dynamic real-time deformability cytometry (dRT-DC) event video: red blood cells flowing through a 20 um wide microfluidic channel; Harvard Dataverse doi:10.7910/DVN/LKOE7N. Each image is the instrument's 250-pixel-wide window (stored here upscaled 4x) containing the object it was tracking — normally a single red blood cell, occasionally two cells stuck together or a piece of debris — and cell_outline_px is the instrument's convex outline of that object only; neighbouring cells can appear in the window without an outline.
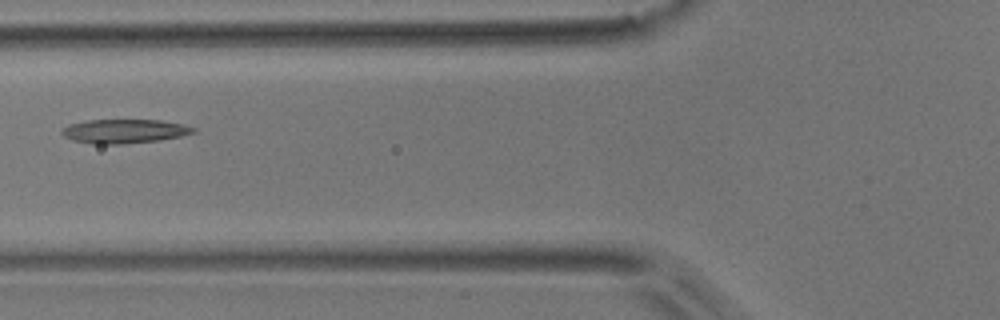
{"species": "common noctule bat (a hibernating species)", "species_latin": "Nyctalus noctula", "temperature_condition": "room temperature", "stored_images_in_passage": 5, "camera_frame_rate_fps": 3000, "um_per_image_px": 0.085, "animal": {"sex": "male", "body_mass_g": 17.9}, "frame": {"image": 1, "passage_image": 4, "time_ms": 1.0, "image_size_px": [1000, 320], "cell_outline_px": [[196, 132], [180, 136], [160, 140], [124, 144], [92, 144], [72, 140], [64, 136], [60, 132], [68, 124], [88, 120], [160, 120], [184, 124], [196, 128]], "centroid_in_image_um": [10.57, 11.15], "position_along_channel_um": 115.2, "area_um2": 18.5}}
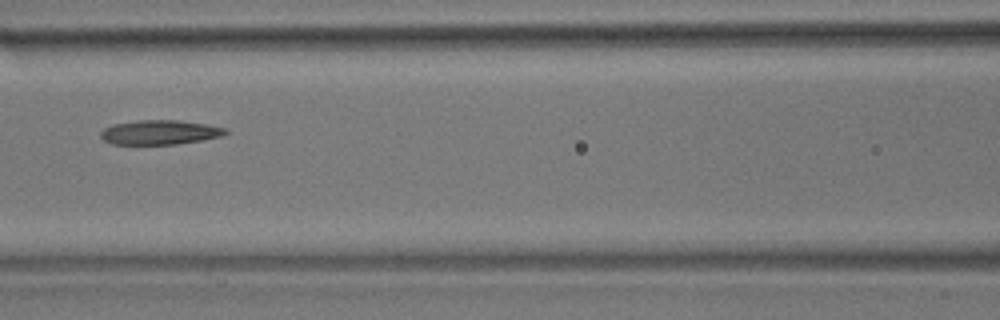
{"frame": {"image": 2, "passage_image": 5, "time_ms": 1.333, "image_size_px": [1000, 320], "cell_outline_px": [[228, 132], [220, 136], [200, 140], [176, 144], [112, 144], [104, 140], [100, 136], [100, 132], [104, 128], [112, 124], [140, 120], [180, 120], [204, 124], [224, 128]], "centroid_in_image_um": [13.52, 11.24], "position_along_channel_um": 153.1, "area_um2": 17.57}}